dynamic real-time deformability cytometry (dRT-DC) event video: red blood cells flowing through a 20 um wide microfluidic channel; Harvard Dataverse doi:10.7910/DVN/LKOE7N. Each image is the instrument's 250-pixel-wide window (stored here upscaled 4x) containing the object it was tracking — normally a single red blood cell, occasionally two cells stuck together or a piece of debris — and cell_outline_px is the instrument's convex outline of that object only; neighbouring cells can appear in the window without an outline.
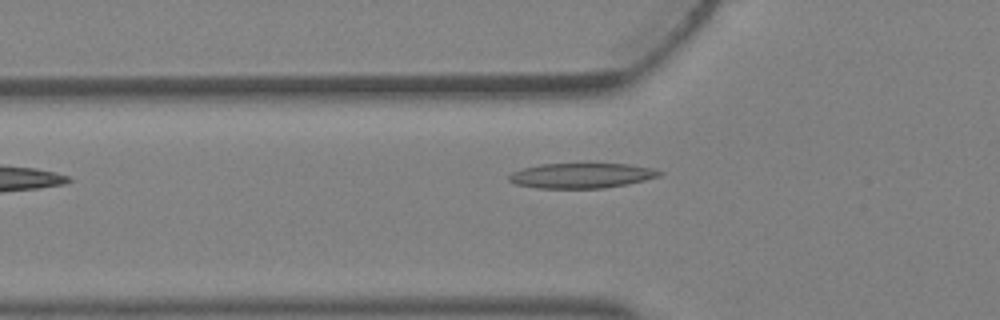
{"species": "Egyptian fruit bat (a non-hibernating species)", "species_latin": "Rousettus aegyptiacus", "temperature_condition": "warm", "stored_images_in_passage": 4, "camera_frame_rate_fps": 3000, "um_per_image_px": 0.085, "animal": {"sex": "female"}, "frame": {"image": 1, "passage_image": 4, "time_ms": 1.0, "image_size_px": [1000, 320], "cell_outline_px": [[664, 172], [660, 176], [644, 180], [604, 188], [536, 188], [516, 184], [508, 180], [508, 176], [512, 172], [524, 168], [540, 164], [628, 164], [656, 168]], "centroid_in_image_um": [49.44, 14.92], "position_along_channel_um": 76.4, "area_um2": 21.91}}